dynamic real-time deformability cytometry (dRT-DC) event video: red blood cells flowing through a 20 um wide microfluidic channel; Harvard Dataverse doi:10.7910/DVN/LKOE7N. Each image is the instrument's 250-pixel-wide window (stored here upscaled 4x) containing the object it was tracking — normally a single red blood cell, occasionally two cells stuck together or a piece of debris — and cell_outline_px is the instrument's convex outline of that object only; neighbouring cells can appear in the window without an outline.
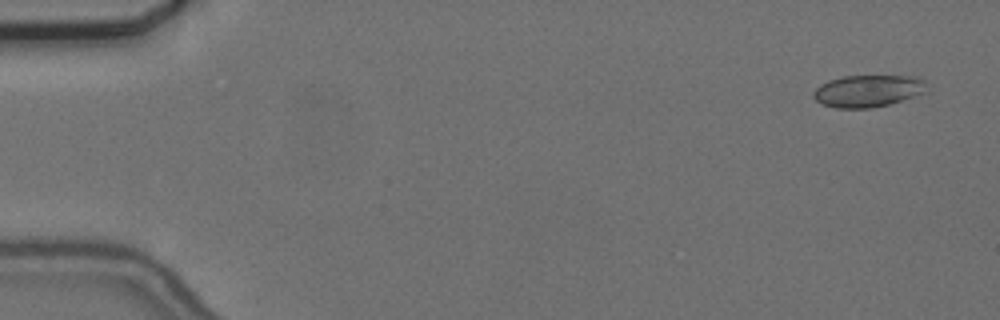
{"species": "common noctule bat (a hibernating species)", "species_latin": "Nyctalus noctula", "temperature_condition": "cold", "stored_images_in_passage": 49, "camera_frame_rate_fps": 3000, "um_per_image_px": 0.085, "animal": {"sex": "female", "body_mass_g": 24.6, "forearm_length_mm": 56.2}, "frame": {"image": 1, "passage_image": 1, "time_ms": 0.0, "image_size_px": [1000, 320], "cell_outline_px": [[928, 92], [888, 104], [872, 108], [836, 108], [824, 104], [816, 100], [812, 96], [812, 92], [820, 84], [828, 80], [844, 76], [916, 76], [924, 80]], "centroid_in_image_um": [73.78, 7.72], "position_along_channel_um": 11.2, "area_um2": 21.21}}
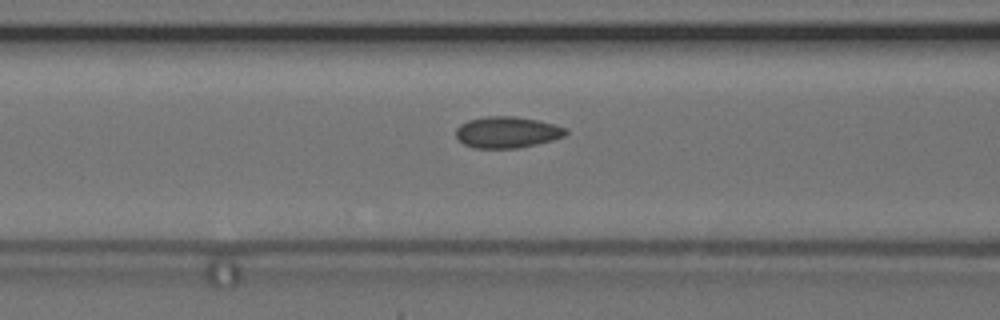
{"frame": {"image": 2, "passage_image": 21, "time_ms": 6.667, "image_size_px": [1000, 320], "cell_outline_px": [[568, 132], [564, 136], [552, 140], [520, 148], [472, 148], [464, 144], [456, 136], [456, 128], [460, 124], [468, 120], [484, 116], [516, 116], [536, 120], [568, 128]], "centroid_in_image_um": [43.09, 11.24], "position_along_channel_um": 123.5, "area_um2": 20.11}}
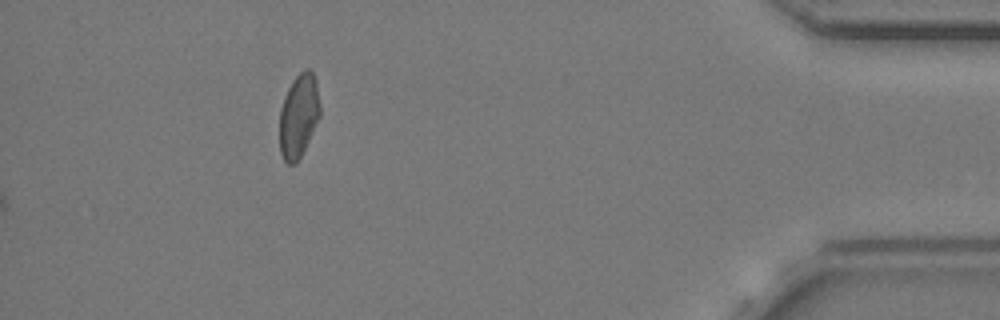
{"frame": {"image": 3, "passage_image": 49, "time_ms": 16.0, "image_size_px": [1000, 320], "cell_outline_px": [[320, 116], [296, 164], [288, 164], [284, 160], [280, 152], [280, 108], [284, 96], [292, 80], [304, 68], [308, 68], [312, 72], [316, 80], [320, 104]], "centroid_in_image_um": [25.38, 9.81], "position_along_channel_um": 409.8, "area_um2": 19.65}, "authors_computed_cell_mechanics": {"area_um2": 19.941, "velocity_mm_per_s": 3.66, "shape_relaxation_time_tau1_ms": null, "shape_relaxation_time_tau2_ms": 1.365, "deformation_change_tau1": null, "deformation_change_tau2": 0.0536}}